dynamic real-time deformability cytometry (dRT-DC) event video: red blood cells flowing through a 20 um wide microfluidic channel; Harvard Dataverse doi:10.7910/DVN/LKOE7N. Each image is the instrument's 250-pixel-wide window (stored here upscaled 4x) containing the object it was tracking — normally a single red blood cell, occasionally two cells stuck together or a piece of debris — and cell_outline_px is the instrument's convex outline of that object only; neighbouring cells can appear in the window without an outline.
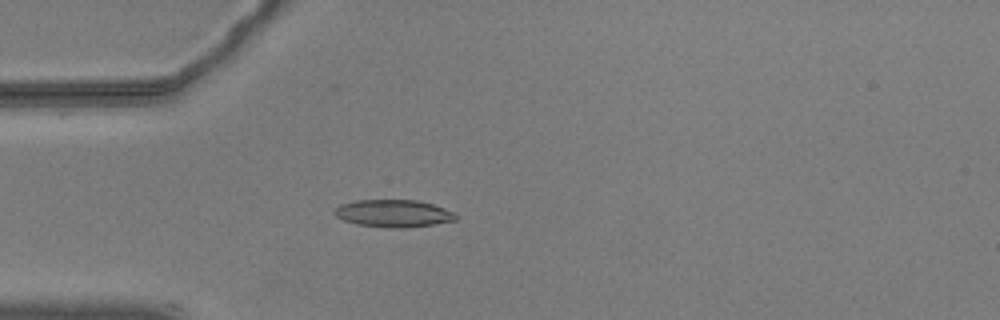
{"species": "common noctule bat (a hibernating species)", "species_latin": "Nyctalus noctula", "temperature_condition": "warm", "stored_images_in_passage": 57, "camera_frame_rate_fps": 3000, "um_per_image_px": 0.085, "animal": {"sex": "male", "body_mass_g": 20.5, "forearm_length_mm": 52.5}, "frame": {"image": 1, "passage_image": 16, "time_ms": 5.0, "image_size_px": [1000, 320], "cell_outline_px": [[456, 220], [432, 224], [404, 228], [388, 228], [356, 224], [344, 220], [336, 216], [332, 212], [340, 204], [356, 200], [416, 200], [432, 204], [456, 212]], "centroid_in_image_um": [33.43, 18.14], "position_along_channel_um": 51.6, "area_um2": 19.36}}
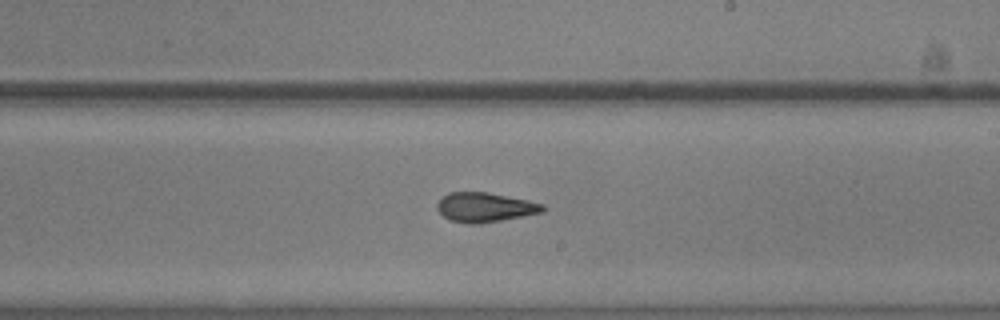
{"frame": {"image": 2, "passage_image": 33, "time_ms": 10.667, "image_size_px": [1000, 320], "cell_outline_px": [[544, 212], [480, 224], [468, 224], [448, 220], [436, 208], [436, 204], [448, 192], [488, 192], [528, 200], [544, 204]], "centroid_in_image_um": [41.21, 17.62], "position_along_channel_um": 247.8, "area_um2": 18.21}}
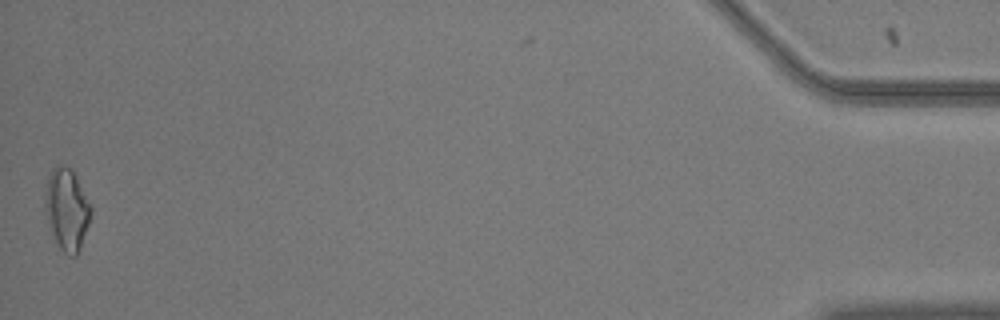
{"frame": {"image": 3, "passage_image": 56, "time_ms": 18.333, "image_size_px": [1000, 320], "cell_outline_px": [[92, 212], [80, 248], [76, 256], [68, 256], [60, 248], [52, 232], [44, 208], [44, 192], [52, 168], [56, 164], [64, 164], [72, 168], [92, 208]], "centroid_in_image_um": [5.67, 17.75], "position_along_channel_um": 429.5, "area_um2": 21.73}, "authors_computed_cell_mechanics": {"area_um2": 18.3804, "velocity_mm_per_s": 3.6054, "shape_relaxation_time_tau1_ms": 6.0781, "shape_relaxation_time_tau2_ms": 2.2088, "deformation_change_tau1": 0.1739, "deformation_change_tau2": 0.0943}}